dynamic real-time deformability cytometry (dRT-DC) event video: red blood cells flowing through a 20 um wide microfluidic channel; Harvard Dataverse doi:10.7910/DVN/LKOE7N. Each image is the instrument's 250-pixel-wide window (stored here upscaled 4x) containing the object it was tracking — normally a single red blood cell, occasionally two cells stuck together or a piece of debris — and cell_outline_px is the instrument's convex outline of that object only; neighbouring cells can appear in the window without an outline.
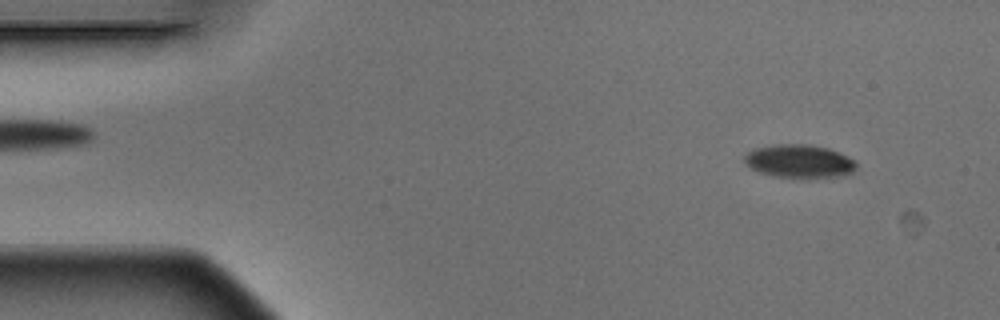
{"species": "Egyptian fruit bat (a non-hibernating species)", "species_latin": "Rousettus aegyptiacus", "temperature_condition": "warm", "stored_images_in_passage": 5, "segment_of_instrument_passage": [1, 2], "camera_frame_rate_fps": 3000, "um_per_image_px": 0.085, "animal": {"sex": "male"}, "frame": {"image": 1, "passage_image": 1, "time_ms": 0.0, "image_size_px": [1000, 320], "cell_outline_px": [[856, 168], [852, 172], [844, 176], [772, 176], [760, 172], [752, 168], [744, 160], [744, 156], [748, 152], [756, 148], [776, 144], [808, 144], [828, 148], [848, 156], [856, 160]], "centroid_in_image_um": [67.97, 13.68], "position_along_channel_um": 17.0, "area_um2": 21.21}}
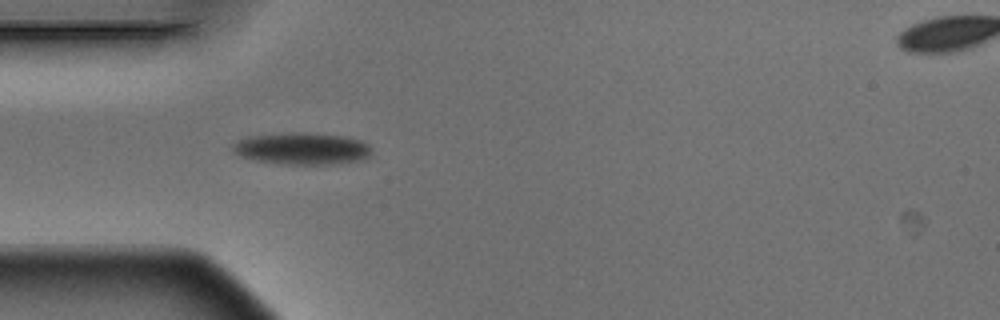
{"frame": {"image": 2, "passage_image": 4, "time_ms": 1.0, "image_size_px": [1000, 320], "cell_outline_px": [[372, 152], [368, 156], [360, 160], [328, 164], [284, 164], [256, 160], [240, 156], [232, 152], [232, 144], [240, 140], [252, 136], [292, 132], [344, 136], [364, 140], [372, 148]], "centroid_in_image_um": [25.69, 12.63], "position_along_channel_um": 59.3, "area_um2": 25.61}}